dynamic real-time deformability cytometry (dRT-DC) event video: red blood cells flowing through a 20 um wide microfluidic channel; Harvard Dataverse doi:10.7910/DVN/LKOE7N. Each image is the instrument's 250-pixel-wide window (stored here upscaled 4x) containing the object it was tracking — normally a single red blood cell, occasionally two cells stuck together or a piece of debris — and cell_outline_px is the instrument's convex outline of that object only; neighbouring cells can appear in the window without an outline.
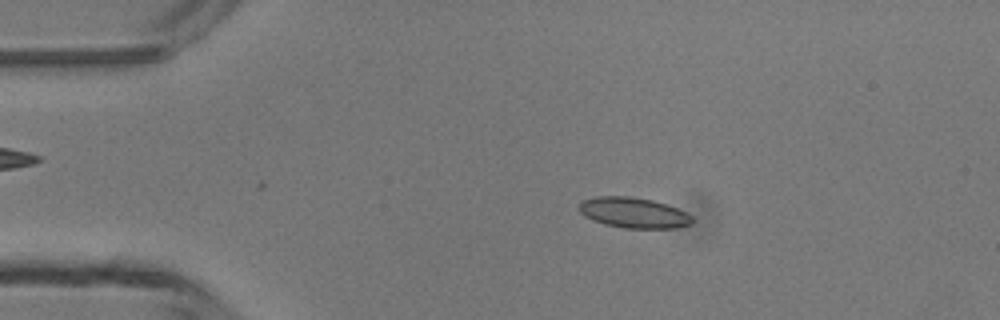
{"species": "common noctule bat (a hibernating species)", "species_latin": "Nyctalus noctula", "temperature_condition": "room temperature", "stored_images_in_passage": 3, "camera_frame_rate_fps": 3000, "um_per_image_px": 0.085, "animal": {"sex": "male", "body_mass_g": 13.3}, "frame": {"image": 1, "passage_image": 2, "time_ms": 1.0, "image_size_px": [1000, 320], "cell_outline_px": [[696, 220], [692, 224], [676, 228], [624, 228], [604, 224], [592, 220], [584, 216], [580, 212], [580, 204], [584, 200], [596, 196], [628, 196], [652, 200], [688, 212]], "centroid_in_image_um": [53.9, 18.09], "position_along_channel_um": 31.1, "area_um2": 20.17}}